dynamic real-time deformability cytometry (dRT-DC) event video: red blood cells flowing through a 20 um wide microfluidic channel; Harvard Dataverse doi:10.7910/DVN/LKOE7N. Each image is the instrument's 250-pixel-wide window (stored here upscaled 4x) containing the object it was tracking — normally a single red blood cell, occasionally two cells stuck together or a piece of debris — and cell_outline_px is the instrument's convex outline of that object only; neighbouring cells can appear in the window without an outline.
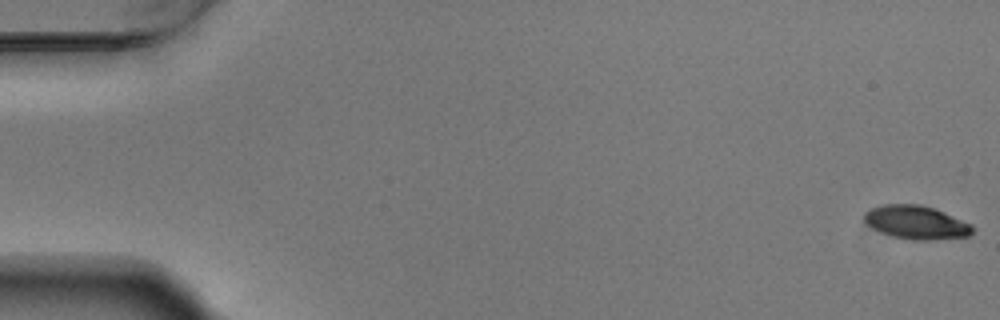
{"species": "Egyptian fruit bat (a non-hibernating species)", "species_latin": "Rousettus aegyptiacus", "temperature_condition": "warm", "stored_images_in_passage": 55, "camera_frame_rate_fps": 3000, "um_per_image_px": 0.085, "animal": {"sex": "male"}, "frame": {"image": 1, "passage_image": 1, "time_ms": 0.0, "image_size_px": [1000, 320], "cell_outline_px": [[976, 228], [968, 236], [928, 240], [912, 240], [892, 236], [872, 228], [864, 224], [864, 212], [868, 208], [880, 204], [920, 204], [944, 212], [972, 224]], "centroid_in_image_um": [77.84, 18.89], "position_along_channel_um": 7.2, "area_um2": 21.33}}
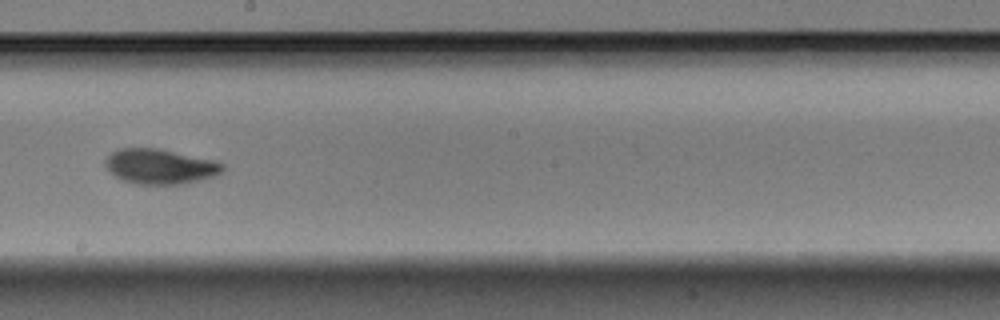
{"frame": {"image": 2, "passage_image": 32, "time_ms": 10.333, "image_size_px": [1000, 320], "cell_outline_px": [[224, 168], [216, 176], [184, 184], [132, 184], [120, 180], [108, 172], [104, 164], [104, 160], [112, 152], [120, 148], [160, 148], [216, 160], [224, 164]], "centroid_in_image_um": [13.58, 14.15], "position_along_channel_um": 234.6, "area_um2": 24.45}}
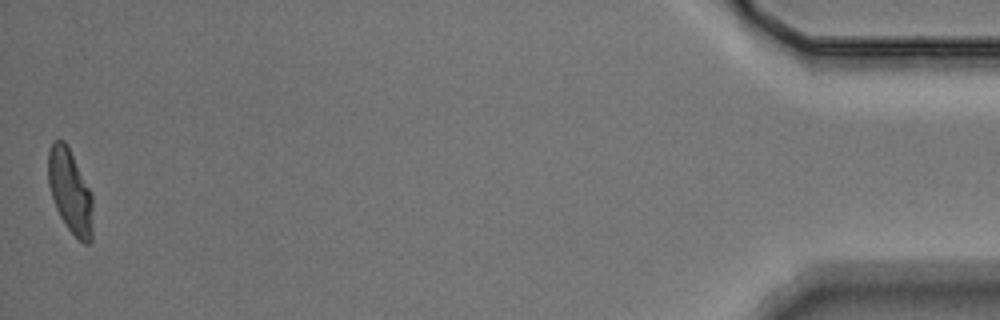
{"frame": {"image": 3, "passage_image": 55, "time_ms": 18.0, "image_size_px": [1000, 320], "cell_outline_px": [[92, 240], [88, 244], [84, 244], [68, 228], [60, 216], [56, 208], [48, 184], [48, 152], [52, 140], [64, 140], [92, 192]], "centroid_in_image_um": [5.96, 16.25], "position_along_channel_um": 429.2, "area_um2": 21.68}, "authors_computed_cell_mechanics": {"area_um2": 22.831, "velocity_mm_per_s": 3.7176, "shape_relaxation_time_tau1_ms": 4.0341, "shape_relaxation_time_tau2_ms": 2.0087, "deformation_change_tau1": 0.1614, "deformation_change_tau2": 0.0573}}